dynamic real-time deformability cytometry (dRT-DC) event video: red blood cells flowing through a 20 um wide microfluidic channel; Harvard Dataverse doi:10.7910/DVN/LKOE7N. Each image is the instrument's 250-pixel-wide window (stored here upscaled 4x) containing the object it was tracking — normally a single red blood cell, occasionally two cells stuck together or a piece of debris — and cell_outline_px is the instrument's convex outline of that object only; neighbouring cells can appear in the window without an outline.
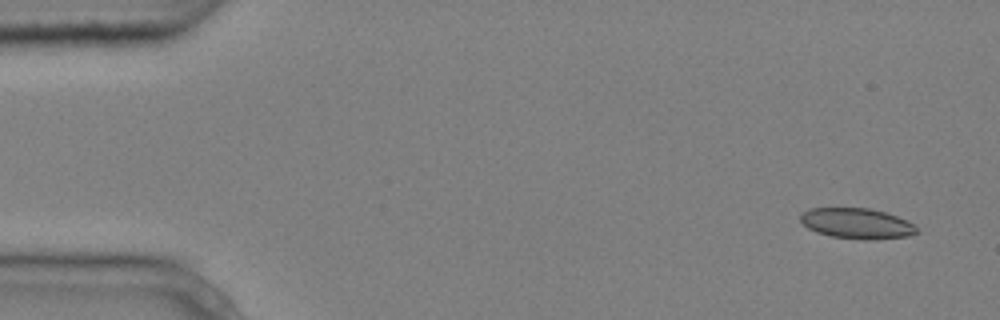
{"species": "common noctule bat (a hibernating species)", "species_latin": "Nyctalus noctula", "temperature_condition": "cold", "stored_images_in_passage": 6, "camera_frame_rate_fps": 3000, "um_per_image_px": 0.085, "animal": {"sex": "male", "body_mass_g": 20.4}, "frame": {"image": 1, "passage_image": 1, "time_ms": 0.0, "image_size_px": [1000, 320], "cell_outline_px": [[920, 232], [908, 236], [872, 240], [864, 240], [832, 236], [816, 232], [808, 228], [800, 220], [800, 216], [808, 208], [868, 208], [884, 212], [908, 220], [916, 224]], "centroid_in_image_um": [72.88, 19.0], "position_along_channel_um": 12.1, "area_um2": 20.81}}